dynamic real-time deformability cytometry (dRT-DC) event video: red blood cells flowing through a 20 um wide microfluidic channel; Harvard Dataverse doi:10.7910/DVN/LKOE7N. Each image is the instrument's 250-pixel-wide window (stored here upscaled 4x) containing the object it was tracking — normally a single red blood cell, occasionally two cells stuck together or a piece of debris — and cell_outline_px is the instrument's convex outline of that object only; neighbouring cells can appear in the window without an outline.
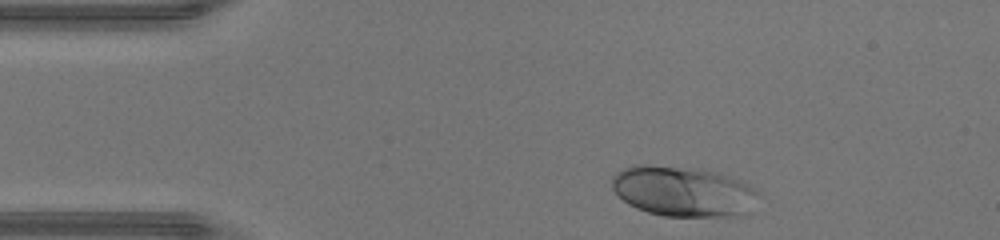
{"species": "human", "species_latin": "Homo sapiens", "temperature_condition": "warm", "stored_images_in_passage": 31, "camera_frame_rate_fps": 3000, "um_per_image_px": 0.085, "donor": {"sex": "male"}, "frame": {"image": 1, "passage_image": 2, "time_ms": 0.333, "image_size_px": [1000, 240], "cell_outline_px": [[756, 192], [740, 212], [728, 216], [664, 216], [648, 212], [636, 208], [628, 204], [612, 188], [612, 176], [616, 172], [624, 168], [640, 164], [644, 164], [700, 168], [716, 172], [728, 176], [748, 184]], "centroid_in_image_um": [57.89, 16.22], "position_along_channel_um": 27.1, "area_um2": 41.73}}
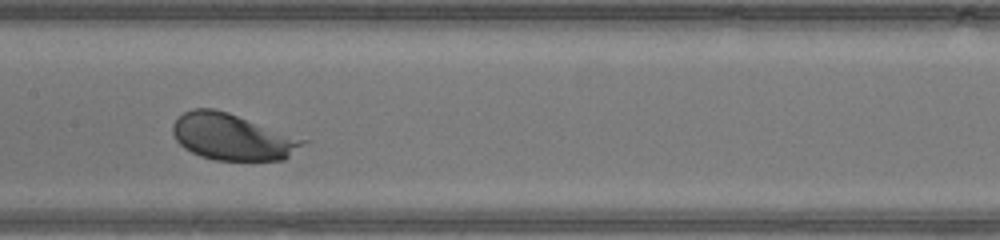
{"frame": {"image": 2, "passage_image": 17, "time_ms": 5.333, "image_size_px": [1000, 240], "cell_outline_px": [[312, 140], [284, 160], [216, 160], [200, 156], [184, 148], [176, 140], [172, 132], [172, 124], [184, 112], [192, 108], [216, 108]], "centroid_in_image_um": [19.81, 11.63], "position_along_channel_um": 187.6, "area_um2": 35.72}}
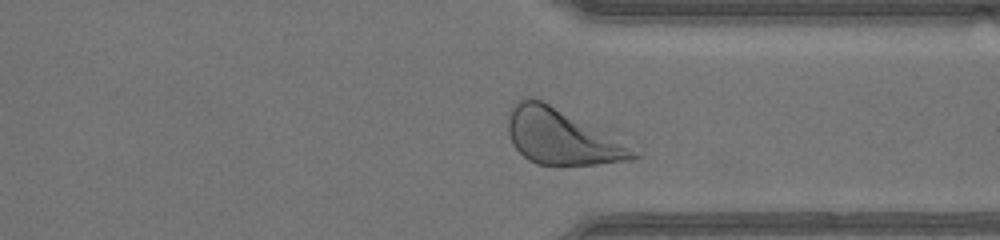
{"frame": {"image": 3, "passage_image": 29, "time_ms": 9.333, "image_size_px": [1000, 240], "cell_outline_px": [[640, 156], [628, 160], [596, 164], [536, 164], [528, 160], [512, 144], [508, 132], [508, 112], [512, 104], [516, 100], [524, 96], [536, 96], [624, 132]], "centroid_in_image_um": [47.93, 11.5], "position_along_channel_um": 363.5, "area_um2": 43.99}, "authors_computed_cell_mechanics": {"area_um2": 36.9342, "velocity_mm_per_s": 4.4294, "shape_relaxation_time_tau1_ms": 0.8952, "shape_relaxation_time_tau2_ms": null, "deformation_change_tau1": 0.1005, "deformation_change_tau2": null}}